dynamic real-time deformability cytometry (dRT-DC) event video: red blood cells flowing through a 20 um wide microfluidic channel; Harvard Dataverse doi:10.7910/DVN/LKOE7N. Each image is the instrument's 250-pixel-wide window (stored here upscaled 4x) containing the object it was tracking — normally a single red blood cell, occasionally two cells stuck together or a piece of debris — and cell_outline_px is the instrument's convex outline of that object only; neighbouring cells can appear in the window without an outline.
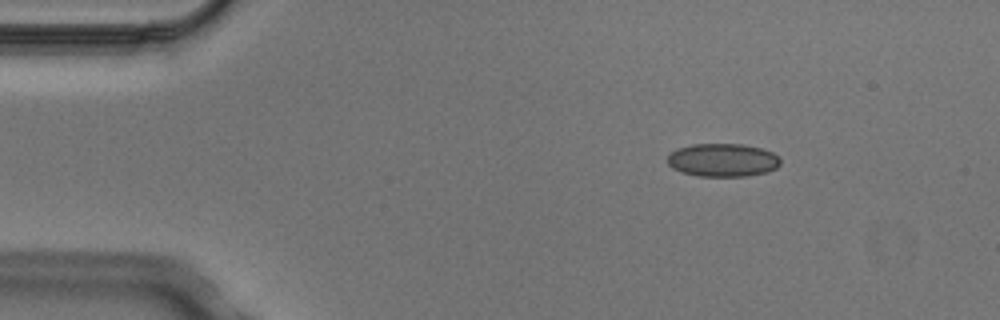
{"species": "Egyptian fruit bat (a non-hibernating species)", "species_latin": "Rousettus aegyptiacus", "temperature_condition": "cold", "stored_images_in_passage": 3, "camera_frame_rate_fps": 3000, "um_per_image_px": 0.085, "animal": {"sex": "male"}, "frame": {"image": 1, "passage_image": 1, "time_ms": 0.0, "image_size_px": [1000, 320], "cell_outline_px": [[780, 164], [776, 168], [768, 172], [748, 176], [696, 176], [680, 172], [672, 168], [668, 164], [668, 156], [676, 148], [692, 144], [744, 144], [760, 148], [772, 152], [780, 156]], "centroid_in_image_um": [61.44, 13.61], "position_along_channel_um": 23.6, "area_um2": 22.08}}